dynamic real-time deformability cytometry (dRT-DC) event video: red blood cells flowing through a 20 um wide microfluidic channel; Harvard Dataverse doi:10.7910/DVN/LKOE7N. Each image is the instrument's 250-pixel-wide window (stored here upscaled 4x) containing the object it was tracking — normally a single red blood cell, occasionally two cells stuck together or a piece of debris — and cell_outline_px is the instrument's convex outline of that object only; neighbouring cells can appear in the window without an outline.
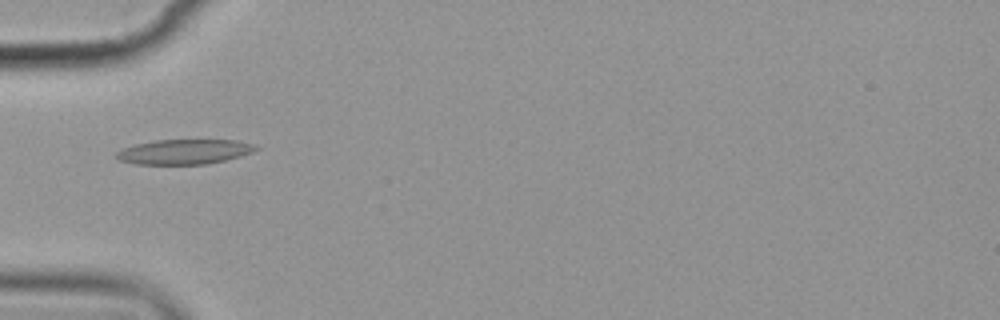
{"species": "common noctule bat (a hibernating species)", "species_latin": "Nyctalus noctula", "temperature_condition": "cold", "stored_images_in_passage": 2, "camera_frame_rate_fps": 3000, "um_per_image_px": 0.085, "animal": {"sex": "female", "body_mass_g": 19.9}, "frame": {"image": 1, "passage_image": 1, "time_ms": 0.0, "image_size_px": [1000, 320], "cell_outline_px": [[260, 148], [252, 152], [240, 156], [208, 164], [136, 164], [120, 160], [112, 156], [116, 152], [124, 148], [136, 144], [156, 140], [236, 140], [256, 144]], "centroid_in_image_um": [15.67, 12.9], "position_along_channel_um": 69.3, "area_um2": 20.23}}
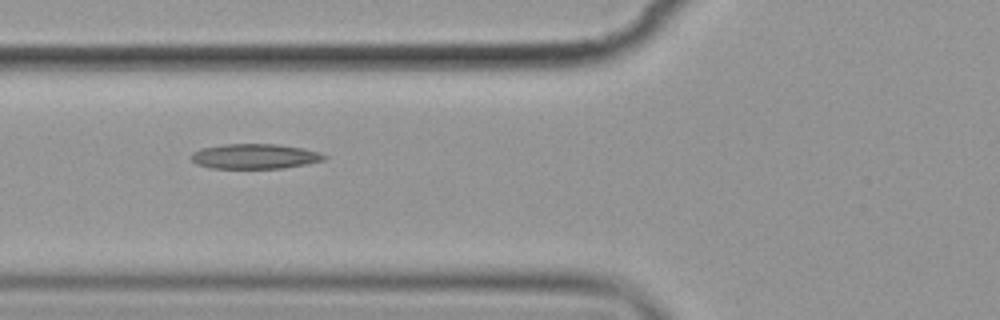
{"frame": {"image": 2, "passage_image": 2, "time_ms": 1.0, "image_size_px": [1000, 320], "cell_outline_px": [[328, 156], [324, 160], [284, 168], [212, 168], [196, 164], [192, 160], [192, 152], [204, 148], [224, 144], [276, 144], [304, 148]], "centroid_in_image_um": [21.65, 13.29], "position_along_channel_um": 104.1, "area_um2": 19.13}}